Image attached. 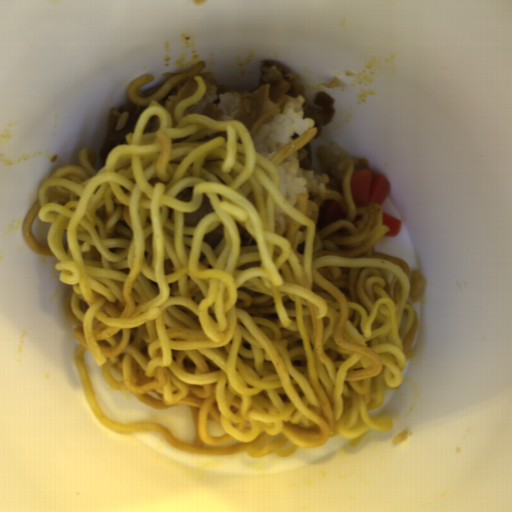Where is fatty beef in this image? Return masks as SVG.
<instances>
[{
    "label": "fatty beef",
    "instance_id": "8",
    "mask_svg": "<svg viewBox=\"0 0 512 512\" xmlns=\"http://www.w3.org/2000/svg\"><path fill=\"white\" fill-rule=\"evenodd\" d=\"M160 126H161V123H160L159 117L154 115V116H151L150 119L148 120V122L144 128V131H145V133L152 132V131L158 130Z\"/></svg>",
    "mask_w": 512,
    "mask_h": 512
},
{
    "label": "fatty beef",
    "instance_id": "7",
    "mask_svg": "<svg viewBox=\"0 0 512 512\" xmlns=\"http://www.w3.org/2000/svg\"><path fill=\"white\" fill-rule=\"evenodd\" d=\"M179 73H182V72H173V73H164V77H166L165 80H163L161 83H159L157 86L153 87V88H150L146 91H142L141 89H138L136 91L137 93V96H140V97H149V96H155L157 94V92L161 89V87L170 79L172 78L174 75H177Z\"/></svg>",
    "mask_w": 512,
    "mask_h": 512
},
{
    "label": "fatty beef",
    "instance_id": "1",
    "mask_svg": "<svg viewBox=\"0 0 512 512\" xmlns=\"http://www.w3.org/2000/svg\"><path fill=\"white\" fill-rule=\"evenodd\" d=\"M297 80L279 61L262 60L258 82L251 92L241 96L233 121L243 123L252 137L270 114L269 101L281 105L303 94L305 87Z\"/></svg>",
    "mask_w": 512,
    "mask_h": 512
},
{
    "label": "fatty beef",
    "instance_id": "6",
    "mask_svg": "<svg viewBox=\"0 0 512 512\" xmlns=\"http://www.w3.org/2000/svg\"><path fill=\"white\" fill-rule=\"evenodd\" d=\"M187 82H192V83H196L195 79L194 78H187L181 82H179L176 86H174L162 99L161 101L159 102L161 106H163L168 112L172 106V104L174 103L175 99L177 98V96L179 95V93L181 92V90L183 89L184 85L187 83Z\"/></svg>",
    "mask_w": 512,
    "mask_h": 512
},
{
    "label": "fatty beef",
    "instance_id": "3",
    "mask_svg": "<svg viewBox=\"0 0 512 512\" xmlns=\"http://www.w3.org/2000/svg\"><path fill=\"white\" fill-rule=\"evenodd\" d=\"M334 98L329 94L320 92L315 96L314 104L320 108H311L308 100L304 101L301 105L304 112L303 118H310L314 121V127L317 128V133L313 138H320L322 134V128L333 122V114L335 110L333 108Z\"/></svg>",
    "mask_w": 512,
    "mask_h": 512
},
{
    "label": "fatty beef",
    "instance_id": "4",
    "mask_svg": "<svg viewBox=\"0 0 512 512\" xmlns=\"http://www.w3.org/2000/svg\"><path fill=\"white\" fill-rule=\"evenodd\" d=\"M204 77L210 84L214 86L216 93L215 100L213 102H209L208 104H206L199 115L209 117L216 122L222 121L223 113L221 108L218 107V105L220 102V95L226 93L227 90L223 85H217L213 78V75H211L210 73L205 74Z\"/></svg>",
    "mask_w": 512,
    "mask_h": 512
},
{
    "label": "fatty beef",
    "instance_id": "9",
    "mask_svg": "<svg viewBox=\"0 0 512 512\" xmlns=\"http://www.w3.org/2000/svg\"><path fill=\"white\" fill-rule=\"evenodd\" d=\"M301 135L298 134L297 132H294L293 135L290 137L292 139V141L294 142L297 138H299Z\"/></svg>",
    "mask_w": 512,
    "mask_h": 512
},
{
    "label": "fatty beef",
    "instance_id": "2",
    "mask_svg": "<svg viewBox=\"0 0 512 512\" xmlns=\"http://www.w3.org/2000/svg\"><path fill=\"white\" fill-rule=\"evenodd\" d=\"M148 106V105H147ZM147 106H139L135 103L128 102L120 106L114 107L110 111L108 130L106 141L100 151L99 157L102 163L105 165V161L109 153L118 145H128L126 136L130 133H134L135 126ZM129 112L128 121L124 128L115 131V126L118 117L123 112Z\"/></svg>",
    "mask_w": 512,
    "mask_h": 512
},
{
    "label": "fatty beef",
    "instance_id": "5",
    "mask_svg": "<svg viewBox=\"0 0 512 512\" xmlns=\"http://www.w3.org/2000/svg\"><path fill=\"white\" fill-rule=\"evenodd\" d=\"M297 162L301 170L311 171L313 166L312 146L306 142L297 149Z\"/></svg>",
    "mask_w": 512,
    "mask_h": 512
}]
</instances>
